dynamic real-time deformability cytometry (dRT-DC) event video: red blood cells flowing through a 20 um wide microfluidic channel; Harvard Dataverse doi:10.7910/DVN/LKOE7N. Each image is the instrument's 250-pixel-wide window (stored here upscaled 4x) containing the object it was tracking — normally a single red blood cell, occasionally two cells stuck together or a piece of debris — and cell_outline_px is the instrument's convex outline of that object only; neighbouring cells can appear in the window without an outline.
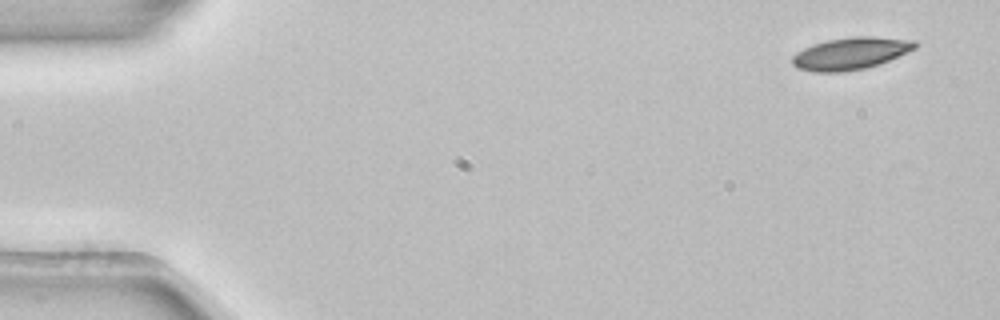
{"species": "common noctule bat (a hibernating species)", "species_latin": "Nyctalus noctula", "temperature_condition": "room temperature", "stored_images_in_passage": 4, "camera_frame_rate_fps": 3000, "um_per_image_px": 0.085, "animal": {"sex": "female", "body_mass_g": 22.7, "forearm_length_mm": 54.2}, "frame": {"image": 1, "passage_image": 1, "time_ms": 0.0, "image_size_px": [1000, 320], "cell_outline_px": [[916, 48], [880, 64], [864, 68], [840, 72], [816, 72], [796, 68], [792, 64], [792, 56], [796, 52], [812, 44], [828, 40], [852, 36], [872, 36], [916, 40]], "centroid_in_image_um": [72.29, 4.54], "position_along_channel_um": 12.7, "area_um2": 23.0}}
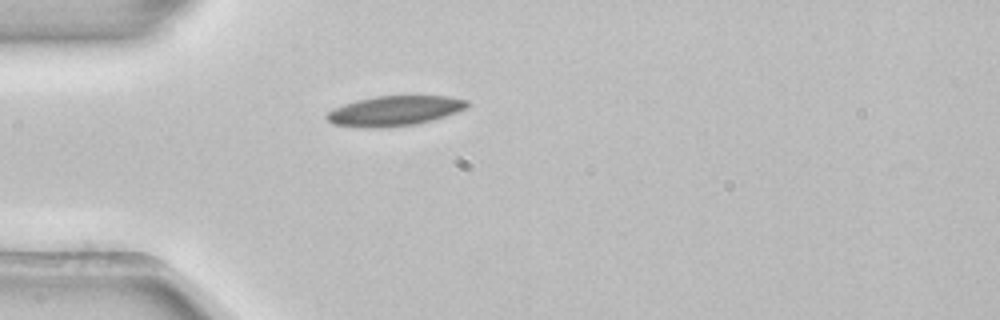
{"frame": {"image": 2, "passage_image": 4, "time_ms": 1.0, "image_size_px": [1000, 320], "cell_outline_px": [[468, 104], [464, 108], [456, 112], [432, 120], [416, 124], [372, 128], [364, 128], [332, 124], [324, 116], [328, 112], [344, 104], [356, 100], [376, 96], [448, 96], [468, 100]], "centroid_in_image_um": [33.5, 9.42], "position_along_channel_um": 51.5, "area_um2": 24.28}}